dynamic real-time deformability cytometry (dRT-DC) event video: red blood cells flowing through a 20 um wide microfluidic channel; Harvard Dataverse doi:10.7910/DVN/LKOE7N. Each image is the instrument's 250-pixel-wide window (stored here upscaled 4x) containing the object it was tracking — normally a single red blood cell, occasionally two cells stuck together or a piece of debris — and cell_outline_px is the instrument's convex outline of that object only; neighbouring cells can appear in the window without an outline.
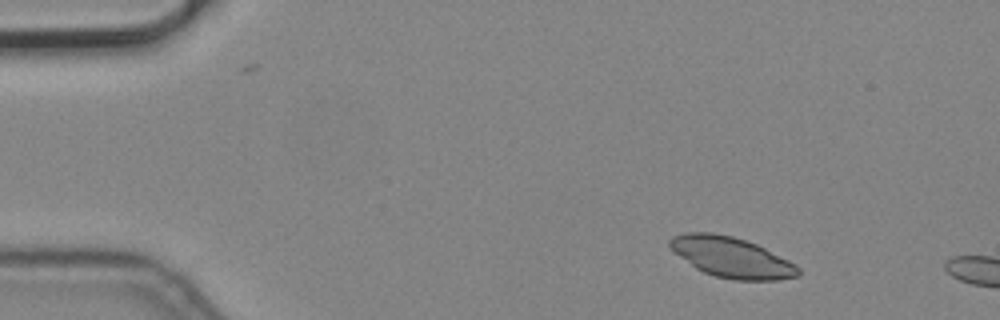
{"species": "common noctule bat (a hibernating species)", "species_latin": "Nyctalus noctula", "temperature_condition": "cold", "stored_images_in_passage": 3, "camera_frame_rate_fps": 3000, "um_per_image_px": 0.085, "animal": {"sex": "male", "body_mass_g": 19.2, "forearm_length_mm": 51.8}, "frame": {"image": 1, "passage_image": 2, "time_ms": 0.333, "image_size_px": [1000, 320], "cell_outline_px": [[800, 272], [796, 276], [780, 280], [732, 280], [716, 276], [704, 272], [696, 268], [668, 248], [668, 240], [672, 236], [684, 232], [712, 232], [732, 236], [756, 244], [796, 264], [800, 268]], "centroid_in_image_um": [62.14, 21.86], "position_along_channel_um": 22.9, "area_um2": 30.23}}